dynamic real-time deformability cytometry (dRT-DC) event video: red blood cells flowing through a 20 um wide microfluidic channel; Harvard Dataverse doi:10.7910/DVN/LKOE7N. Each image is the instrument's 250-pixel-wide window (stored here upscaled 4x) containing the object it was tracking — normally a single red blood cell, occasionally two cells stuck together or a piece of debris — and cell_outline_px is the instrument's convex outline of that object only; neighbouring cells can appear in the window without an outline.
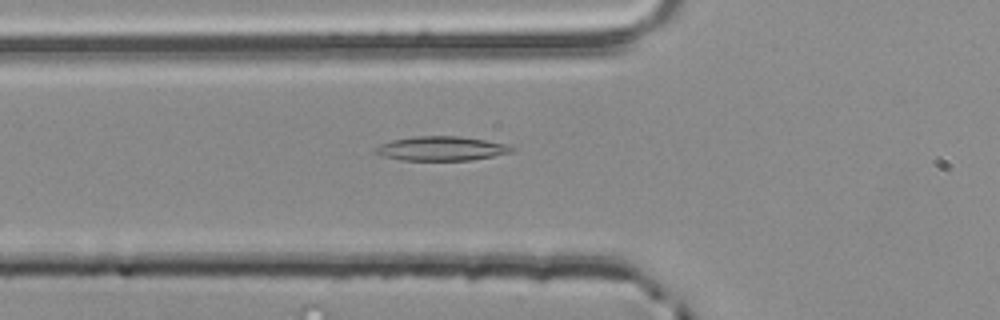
{"species": "common noctule bat (a hibernating species)", "species_latin": "Nyctalus noctula", "temperature_condition": "room temperature", "stored_images_in_passage": 36, "camera_frame_rate_fps": 3000, "um_per_image_px": 0.085, "animal": {"sex": "male", "body_mass_g": 20.4}, "frame": {"image": 1, "passage_image": 2, "time_ms": 0.333, "image_size_px": [1000, 320], "cell_outline_px": [[516, 148], [512, 152], [472, 160], [400, 160], [384, 156], [372, 152], [372, 148], [380, 144], [392, 140], [412, 136], [460, 136], [508, 144]], "centroid_in_image_um": [37.48, 12.62], "position_along_channel_um": 88.3, "area_um2": 19.42}}
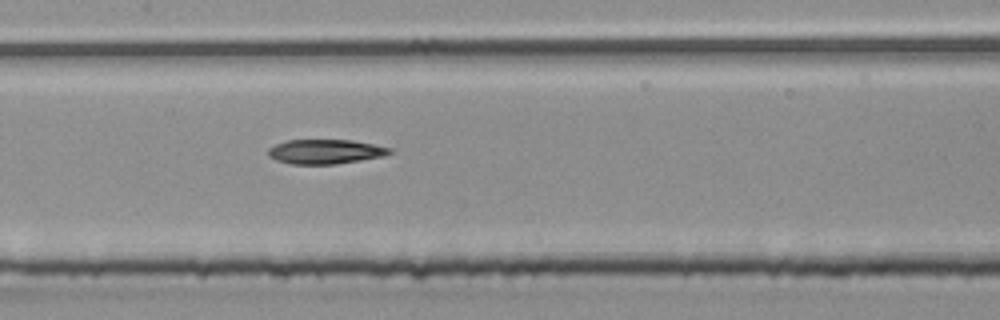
{"frame": {"image": 2, "passage_image": 9, "time_ms": 2.667, "image_size_px": [1000, 320], "cell_outline_px": [[392, 152], [384, 156], [336, 164], [292, 164], [276, 160], [268, 156], [268, 148], [276, 144], [288, 140], [352, 140], [392, 148]], "centroid_in_image_um": [27.65, 12.89], "position_along_channel_um": 179.8, "area_um2": 17.28}}
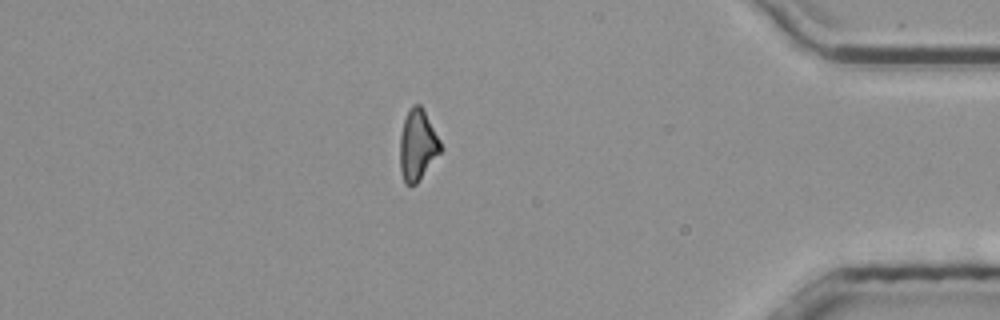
{"frame": {"image": 3, "passage_image": 29, "time_ms": 9.333, "image_size_px": [1000, 320], "cell_outline_px": [[444, 148], [416, 184], [404, 184], [400, 168], [400, 136], [404, 120], [412, 104], [420, 104], [440, 140]], "centroid_in_image_um": [35.5, 12.35], "position_along_channel_um": 399.7, "area_um2": 16.65}}